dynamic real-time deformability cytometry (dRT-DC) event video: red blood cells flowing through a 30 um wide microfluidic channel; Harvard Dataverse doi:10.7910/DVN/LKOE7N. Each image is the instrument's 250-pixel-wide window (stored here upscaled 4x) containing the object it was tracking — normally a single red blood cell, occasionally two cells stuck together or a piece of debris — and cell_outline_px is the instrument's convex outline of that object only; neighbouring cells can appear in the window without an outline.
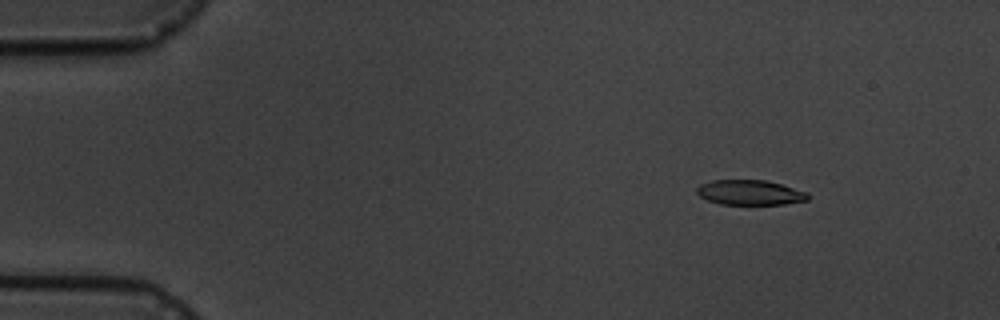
{"species": "common noctule bat (a hibernating species)", "species_latin": "Nyctalus noctula", "temperature_condition": "cold", "stored_images_in_passage": 6, "camera_frame_rate_fps": 3000, "um_per_image_px": 0.085, "animal": {"sex": "male", "body_mass_g": 19.5, "forearm_length_mm": 54.6}, "frame": {"image": 1, "passage_image": 3, "time_ms": 2.333, "image_size_px": [1000, 320], "cell_outline_px": [[808, 200], [784, 204], [720, 204], [708, 200], [700, 196], [696, 192], [696, 188], [700, 184], [712, 180], [764, 180], [780, 184], [808, 192]], "centroid_in_image_um": [63.73, 16.36], "position_along_channel_um": 21.3, "area_um2": 16.07}}
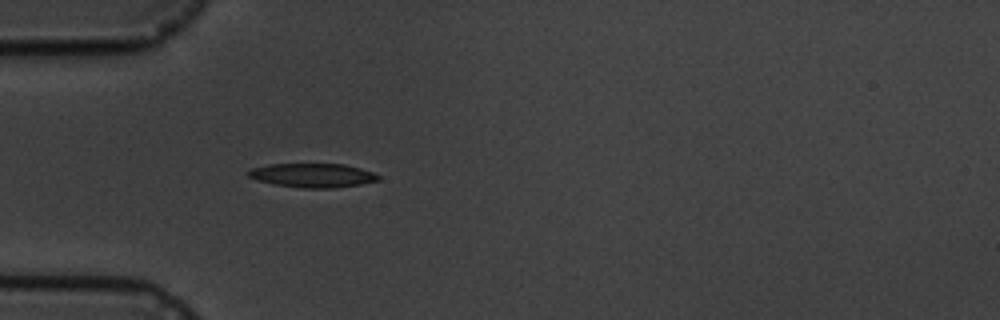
{"frame": {"image": 2, "passage_image": 6, "time_ms": 5.667, "image_size_px": [1000, 320], "cell_outline_px": [[380, 180], [360, 184], [332, 188], [304, 188], [276, 184], [256, 180], [248, 176], [244, 172], [252, 168], [268, 164], [344, 164], [360, 168], [372, 172], [380, 176]], "centroid_in_image_um": [26.55, 14.9], "position_along_channel_um": 58.5, "area_um2": 18.15}}